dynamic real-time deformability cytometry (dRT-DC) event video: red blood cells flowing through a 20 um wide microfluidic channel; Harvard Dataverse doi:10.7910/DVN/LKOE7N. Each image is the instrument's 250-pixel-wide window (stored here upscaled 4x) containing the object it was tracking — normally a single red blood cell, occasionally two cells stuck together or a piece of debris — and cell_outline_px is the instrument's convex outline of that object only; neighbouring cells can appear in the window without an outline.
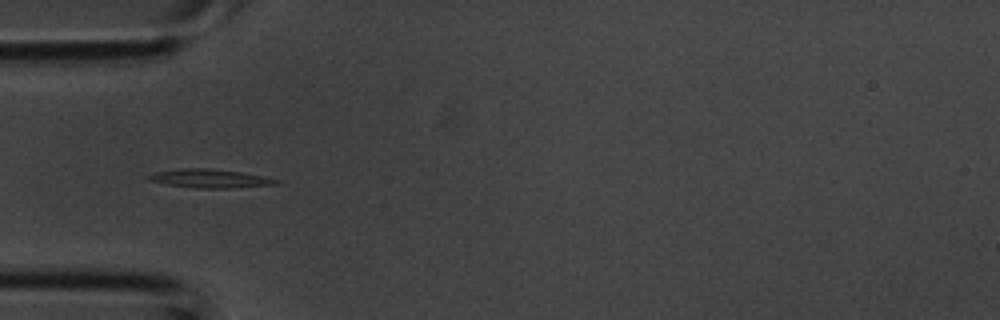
{"species": "common noctule bat (a hibernating species)", "species_latin": "Nyctalus noctula", "temperature_condition": "room temperature", "stored_images_in_passage": 23, "camera_frame_rate_fps": 3000, "um_per_image_px": 0.085, "animal": {"sex": "male", "body_mass_g": 20.1, "forearm_length_mm": 53.5}, "frame": {"image": 1, "passage_image": 1, "time_ms": 0.0, "image_size_px": [1000, 320], "cell_outline_px": [[280, 184], [232, 188], [196, 188], [164, 184], [148, 180], [144, 176], [156, 172], [180, 168], [212, 168], [240, 172], [264, 176], [280, 180]], "centroid_in_image_um": [17.83, 15.17], "position_along_channel_um": 67.2, "area_um2": 14.05}}
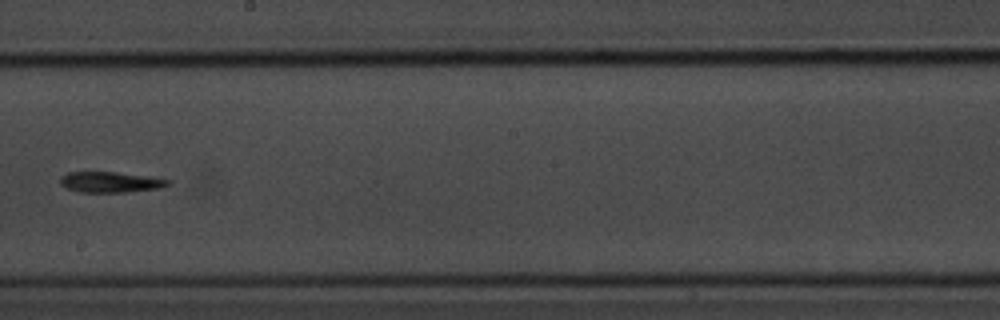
{"frame": {"image": 2, "passage_image": 11, "time_ms": 3.333, "image_size_px": [1000, 320], "cell_outline_px": [[172, 184], [160, 188], [128, 192], [80, 192], [68, 188], [60, 184], [60, 176], [68, 172], [116, 172], [148, 176], [172, 180]], "centroid_in_image_um": [9.43, 15.47], "position_along_channel_um": 238.8, "area_um2": 13.06}}
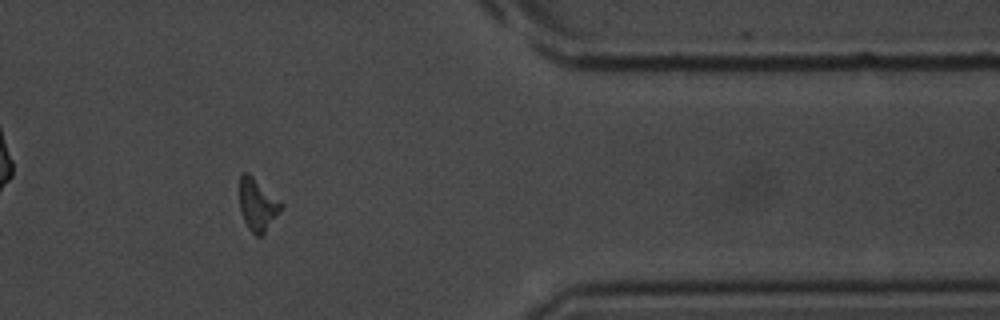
{"frame": {"image": 3, "passage_image": 21, "time_ms": 6.667, "image_size_px": [1000, 320], "cell_outline_px": [[284, 208], [264, 232], [260, 236], [256, 236], [248, 228], [244, 220], [240, 208], [240, 172], [248, 172], [280, 200], [284, 204]], "centroid_in_image_um": [21.91, 17.38], "position_along_channel_um": 389.5, "area_um2": 12.66}}